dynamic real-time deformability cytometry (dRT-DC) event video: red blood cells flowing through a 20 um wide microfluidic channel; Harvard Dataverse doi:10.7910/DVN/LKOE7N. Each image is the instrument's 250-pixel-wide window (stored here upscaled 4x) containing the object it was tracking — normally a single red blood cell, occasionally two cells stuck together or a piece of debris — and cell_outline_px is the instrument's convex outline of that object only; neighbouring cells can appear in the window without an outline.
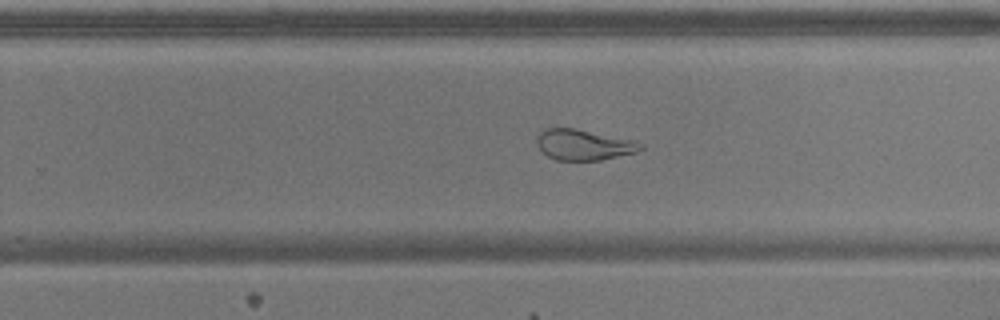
{"species": "common noctule bat (a hibernating species)", "species_latin": "Nyctalus noctula", "temperature_condition": "warm", "stored_images_in_passage": 54, "camera_frame_rate_fps": 3000, "um_per_image_px": 0.085, "animal": {"sex": "male", "body_mass_g": 17.9}, "frame": {"image": 1, "passage_image": 34, "time_ms": 11.0, "image_size_px": [1000, 320], "cell_outline_px": [[644, 148], [636, 152], [600, 160], [556, 160], [540, 152], [536, 144], [536, 136], [544, 128], [572, 128], [636, 140], [644, 144]], "centroid_in_image_um": [49.59, 12.3], "position_along_channel_um": 280.2, "area_um2": 18.73}}
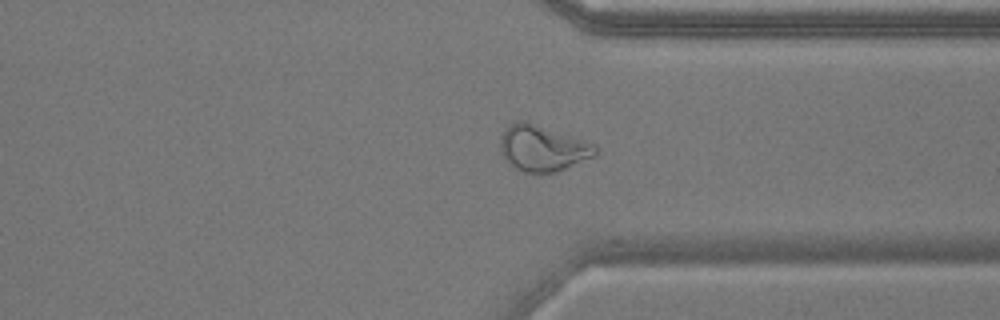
{"frame": {"image": 2, "passage_image": 41, "time_ms": 13.333, "image_size_px": [1000, 320], "cell_outline_px": [[600, 148], [596, 156], [556, 172], [524, 172], [512, 168], [504, 160], [500, 148], [500, 140], [504, 128], [516, 120], [528, 120], [592, 144]], "centroid_in_image_um": [46.08, 12.59], "position_along_channel_um": 365.3, "area_um2": 25.72}}
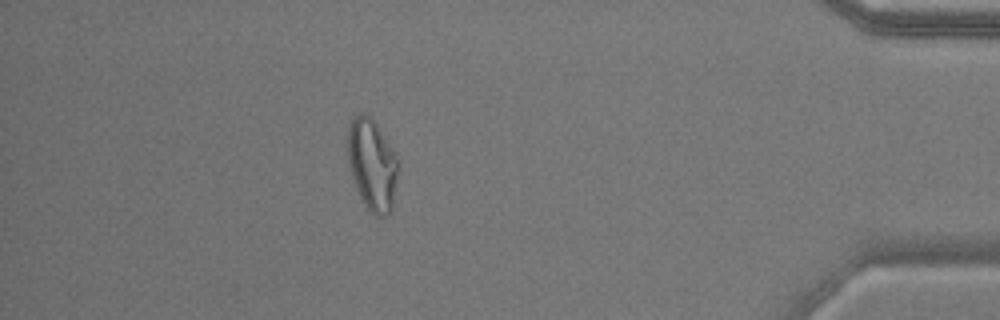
{"frame": {"image": 3, "passage_image": 48, "time_ms": 15.667, "image_size_px": [1000, 320], "cell_outline_px": [[400, 160], [392, 212], [388, 216], [380, 220], [368, 212], [360, 196], [352, 176], [348, 160], [348, 128], [352, 116], [360, 112], [364, 112], [372, 120], [396, 152]], "centroid_in_image_um": [31.67, 14.07], "position_along_channel_um": 403.5, "area_um2": 27.51}, "authors_computed_cell_mechanics": {"area_um2": 26.0389, "velocity_mm_per_s": 3.6635, "shape_relaxation_time_tau1_ms": null, "shape_relaxation_time_tau2_ms": 1.1471, "deformation_change_tau1": null, "deformation_change_tau2": 0.0811}}